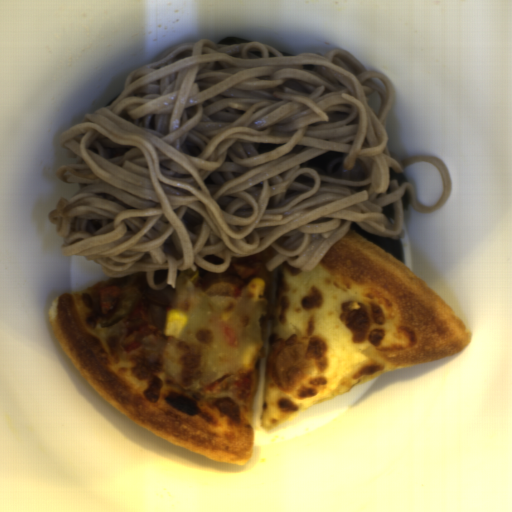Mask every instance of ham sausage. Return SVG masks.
Wrapping results in <instances>:
<instances>
[{
    "instance_id": "1",
    "label": "ham sausage",
    "mask_w": 512,
    "mask_h": 512,
    "mask_svg": "<svg viewBox=\"0 0 512 512\" xmlns=\"http://www.w3.org/2000/svg\"><path fill=\"white\" fill-rule=\"evenodd\" d=\"M194 287L209 296L235 299L249 288L236 268L228 266L224 272L207 271L200 275Z\"/></svg>"
},
{
    "instance_id": "2",
    "label": "ham sausage",
    "mask_w": 512,
    "mask_h": 512,
    "mask_svg": "<svg viewBox=\"0 0 512 512\" xmlns=\"http://www.w3.org/2000/svg\"><path fill=\"white\" fill-rule=\"evenodd\" d=\"M174 287L163 289L146 288L143 301L147 302L146 313L156 328L165 334L168 312L173 310Z\"/></svg>"
}]
</instances>
